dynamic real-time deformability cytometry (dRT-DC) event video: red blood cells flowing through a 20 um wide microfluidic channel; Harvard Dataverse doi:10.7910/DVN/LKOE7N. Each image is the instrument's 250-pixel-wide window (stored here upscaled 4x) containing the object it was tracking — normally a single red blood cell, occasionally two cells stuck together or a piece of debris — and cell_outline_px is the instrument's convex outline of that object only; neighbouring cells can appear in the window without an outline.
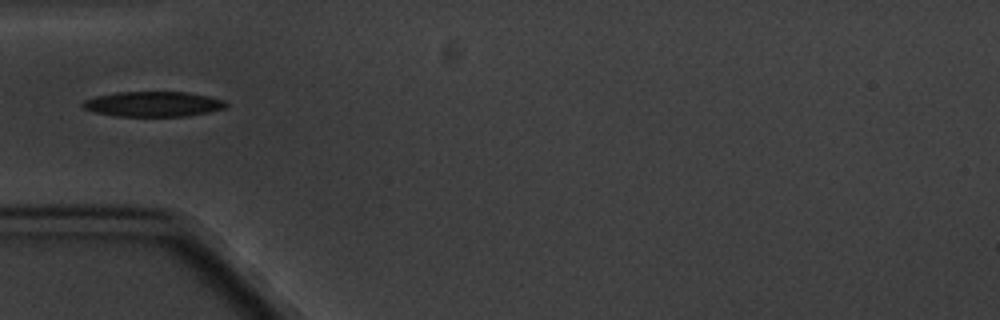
{"species": "common noctule bat (a hibernating species)", "species_latin": "Nyctalus noctula", "temperature_condition": "cold", "stored_images_in_passage": 7, "camera_frame_rate_fps": 3000, "um_per_image_px": 0.085, "animal": {"sex": "male", "body_mass_g": 20.1, "forearm_length_mm": 53.5}, "frame": {"image": 1, "passage_image": 5, "time_ms": 5.333, "image_size_px": [1000, 320], "cell_outline_px": [[228, 104], [224, 108], [208, 112], [188, 116], [116, 116], [96, 112], [84, 108], [80, 104], [84, 100], [96, 96], [116, 92], [188, 92], [208, 96], [224, 100]], "centroid_in_image_um": [13.02, 8.84], "position_along_channel_um": 72.0, "area_um2": 20.92}}